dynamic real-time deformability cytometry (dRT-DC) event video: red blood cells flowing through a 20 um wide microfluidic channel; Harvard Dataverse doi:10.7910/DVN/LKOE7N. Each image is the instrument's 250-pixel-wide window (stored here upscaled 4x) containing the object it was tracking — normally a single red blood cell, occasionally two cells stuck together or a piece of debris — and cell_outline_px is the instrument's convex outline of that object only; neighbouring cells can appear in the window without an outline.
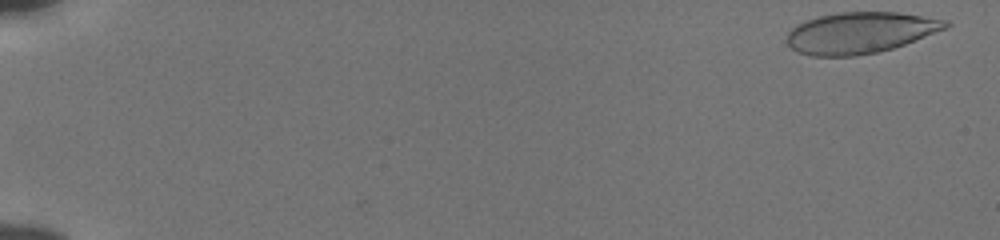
{"species": "human", "species_latin": "Homo sapiens", "temperature_condition": "cold", "stored_images_in_passage": 54, "camera_frame_rate_fps": 3000, "um_per_image_px": 0.085, "donor": {"sex": "male"}, "frame": {"image": 1, "passage_image": 1, "time_ms": 0.0, "image_size_px": [1000, 240], "cell_outline_px": [[952, 24], [948, 28], [904, 44], [892, 48], [876, 52], [856, 56], [812, 56], [796, 52], [784, 40], [788, 32], [796, 24], [816, 16], [840, 12], [900, 12], [948, 20]], "centroid_in_image_um": [73.1, 2.77], "position_along_channel_um": 11.9, "area_um2": 38.44}}
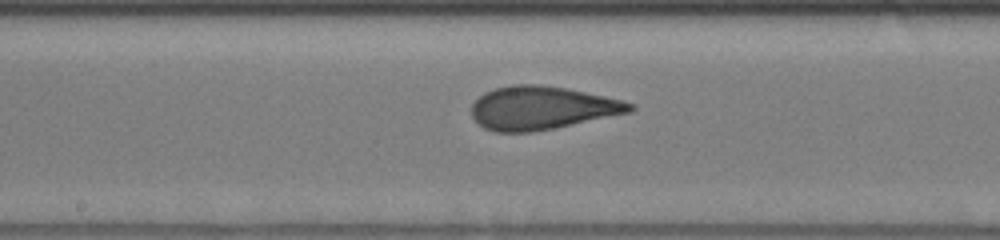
{"frame": {"image": 2, "passage_image": 30, "time_ms": 9.667, "image_size_px": [1000, 240], "cell_outline_px": [[636, 108], [632, 112], [556, 128], [532, 132], [496, 132], [484, 128], [472, 116], [472, 104], [484, 92], [496, 88], [512, 84], [536, 84], [564, 88], [624, 100], [636, 104]], "centroid_in_image_um": [46.09, 9.18], "position_along_channel_um": 202.1, "area_um2": 40.0}}
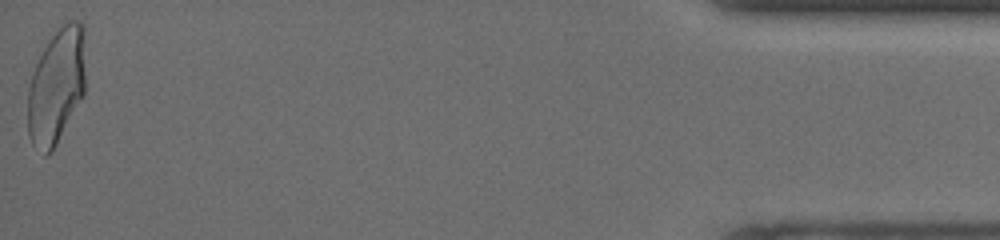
{"frame": {"image": 3, "passage_image": 54, "time_ms": 17.667, "image_size_px": [1000, 240], "cell_outline_px": [[84, 96], [52, 152], [48, 156], [44, 156], [32, 144], [28, 136], [28, 88], [32, 72], [48, 40], [68, 20], [80, 20], [84, 24]], "centroid_in_image_um": [4.8, 7.35], "position_along_channel_um": 430.4, "area_um2": 39.19}, "authors_computed_cell_mechanics": {"area_um2": 38.8994, "velocity_mm_per_s": 3.8442, "shape_relaxation_time_tau1_ms": 5.35, "shape_relaxation_time_tau2_ms": 0.73, "deformation_change_tau1": 0.1928, "deformation_change_tau2": 0.0747}}